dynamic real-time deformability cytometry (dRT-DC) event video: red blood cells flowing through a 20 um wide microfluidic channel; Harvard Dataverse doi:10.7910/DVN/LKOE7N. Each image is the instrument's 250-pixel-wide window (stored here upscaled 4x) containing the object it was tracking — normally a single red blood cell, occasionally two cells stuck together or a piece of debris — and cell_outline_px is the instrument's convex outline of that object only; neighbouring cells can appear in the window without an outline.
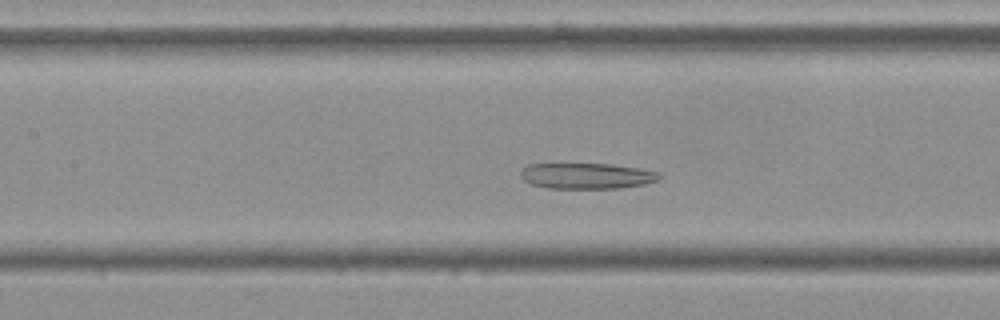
{"species": "Egyptian fruit bat (a non-hibernating species)", "species_latin": "Rousettus aegyptiacus", "temperature_condition": "cold", "stored_images_in_passage": 45, "camera_frame_rate_fps": 3000, "um_per_image_px": 0.085, "frame": {"image": 1, "passage_image": 14, "time_ms": 4.333, "image_size_px": [1000, 320], "cell_outline_px": [[660, 180], [644, 184], [620, 188], [548, 188], [532, 184], [524, 180], [520, 176], [520, 172], [528, 164], [612, 164], [640, 168], [660, 172]], "centroid_in_image_um": [49.91, 14.95], "position_along_channel_um": 157.5, "area_um2": 20.87}}
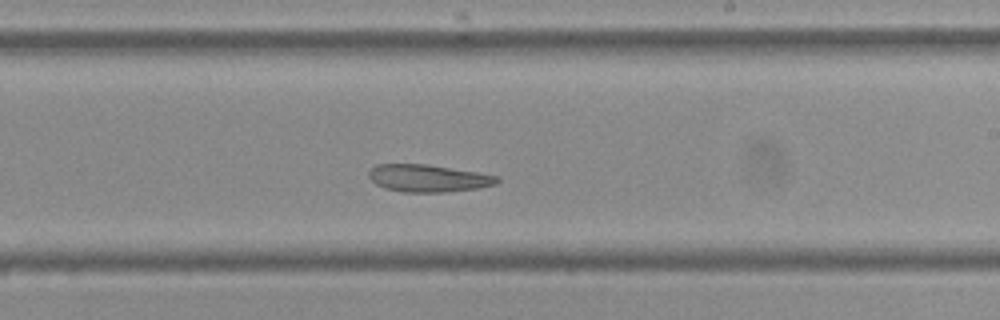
{"frame": {"image": 2, "passage_image": 22, "time_ms": 7.0, "image_size_px": [1000, 320], "cell_outline_px": [[500, 180], [496, 184], [480, 188], [444, 192], [404, 192], [384, 188], [376, 184], [368, 176], [368, 172], [376, 164], [428, 164], [500, 176]], "centroid_in_image_um": [36.41, 15.15], "position_along_channel_um": 252.6, "area_um2": 20.52}}
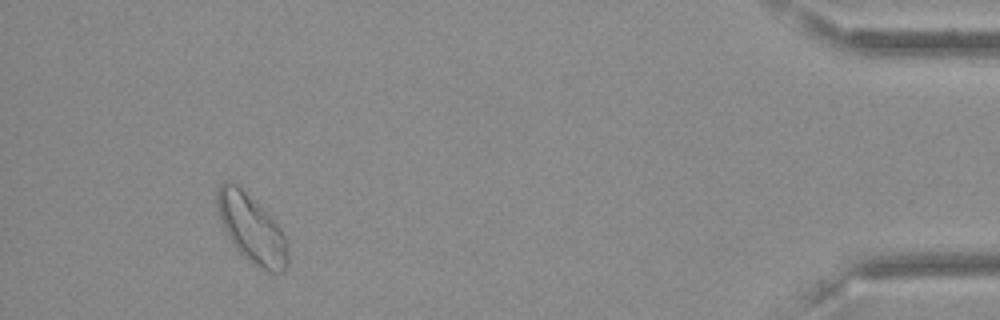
{"frame": {"image": 3, "passage_image": 41, "time_ms": 13.333, "image_size_px": [1000, 320], "cell_outline_px": [[288, 264], [280, 272], [268, 272], [252, 264], [232, 244], [224, 228], [216, 204], [216, 192], [220, 184], [224, 180], [228, 180], [236, 184], [272, 216], [280, 228], [288, 244]], "centroid_in_image_um": [21.39, 19.43], "position_along_channel_um": 413.8, "area_um2": 27.98}}